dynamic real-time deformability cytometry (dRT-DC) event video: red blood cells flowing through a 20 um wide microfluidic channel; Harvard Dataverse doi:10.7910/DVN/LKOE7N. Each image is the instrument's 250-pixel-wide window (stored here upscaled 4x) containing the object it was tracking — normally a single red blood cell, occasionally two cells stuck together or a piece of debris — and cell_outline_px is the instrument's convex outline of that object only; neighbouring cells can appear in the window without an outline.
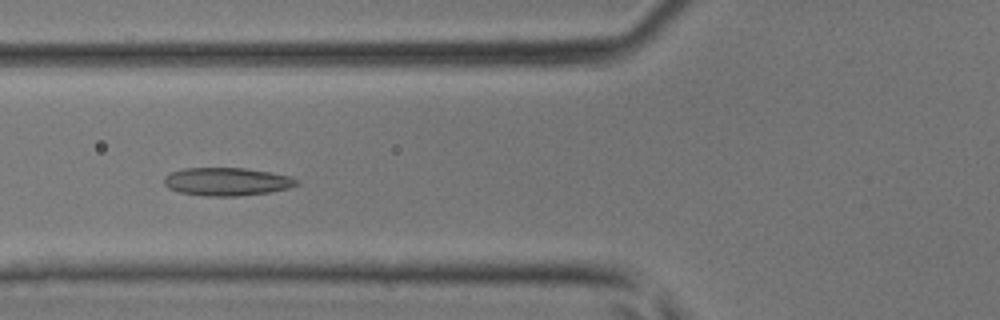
{"species": "common noctule bat (a hibernating species)", "species_latin": "Nyctalus noctula", "temperature_condition": "room temperature", "stored_images_in_passage": 45, "camera_frame_rate_fps": 3000, "um_per_image_px": 0.085, "animal": {"sex": "male", "body_mass_g": 17.9, "forearm_length_mm": 54.2}, "frame": {"image": 1, "passage_image": 18, "time_ms": 5.667, "image_size_px": [1000, 320], "cell_outline_px": [[300, 184], [288, 188], [268, 192], [236, 196], [204, 196], [180, 192], [168, 188], [164, 184], [164, 176], [172, 172], [184, 168], [244, 168], [268, 172], [288, 176], [300, 180]], "centroid_in_image_um": [19.27, 15.44], "position_along_channel_um": 106.5, "area_um2": 21.56}}
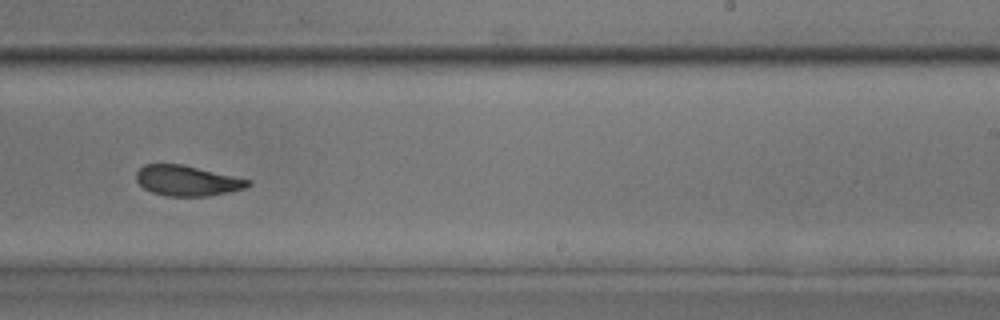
{"frame": {"image": 2, "passage_image": 29, "time_ms": 9.333, "image_size_px": [1000, 320], "cell_outline_px": [[252, 184], [244, 188], [228, 192], [208, 196], [168, 196], [152, 192], [144, 188], [136, 180], [136, 172], [144, 164], [184, 164], [252, 180]], "centroid_in_image_um": [15.92, 15.35], "position_along_channel_um": 273.1, "area_um2": 19.83}}
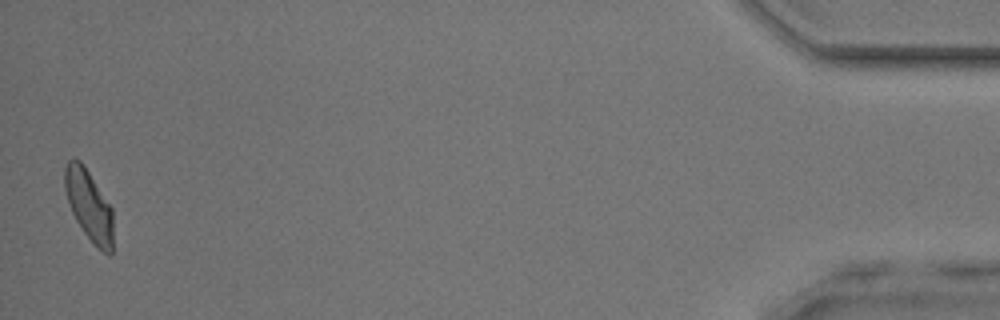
{"frame": {"image": 3, "passage_image": 45, "time_ms": 14.667, "image_size_px": [1000, 320], "cell_outline_px": [[112, 252], [108, 256], [84, 232], [76, 220], [72, 212], [64, 188], [64, 168], [68, 160], [80, 160], [112, 208]], "centroid_in_image_um": [7.55, 17.44], "position_along_channel_um": 427.7, "area_um2": 19.36}}